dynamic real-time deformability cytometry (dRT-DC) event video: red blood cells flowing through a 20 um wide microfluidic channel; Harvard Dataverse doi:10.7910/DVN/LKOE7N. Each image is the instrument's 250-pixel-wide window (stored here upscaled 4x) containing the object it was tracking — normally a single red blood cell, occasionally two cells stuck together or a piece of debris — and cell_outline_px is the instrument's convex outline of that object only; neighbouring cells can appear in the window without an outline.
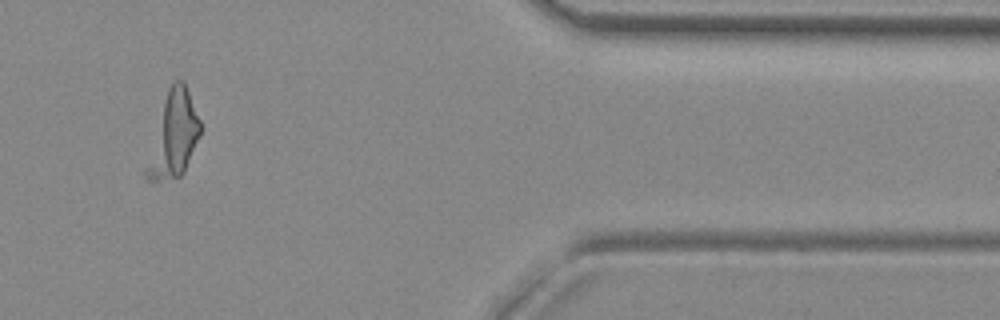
{"species": "common noctule bat (a hibernating species)", "species_latin": "Nyctalus noctula", "temperature_condition": "room temperature", "stored_images_in_passage": 13, "segment_of_instrument_passage": [1, 2], "camera_frame_rate_fps": 3000, "um_per_image_px": 0.085, "animal": {"sex": "female", "body_mass_g": 29.2, "forearm_length_mm": 56.3}, "frame": {"image": 1, "passage_image": 10, "time_ms": 10.667, "image_size_px": [1000, 320], "cell_outline_px": [[200, 136], [184, 172], [180, 176], [152, 184], [144, 180], [144, 172], [168, 88], [172, 80], [180, 80], [184, 84], [188, 92], [200, 120]], "centroid_in_image_um": [14.75, 11.57], "position_along_channel_um": 396.7, "area_um2": 26.07}}